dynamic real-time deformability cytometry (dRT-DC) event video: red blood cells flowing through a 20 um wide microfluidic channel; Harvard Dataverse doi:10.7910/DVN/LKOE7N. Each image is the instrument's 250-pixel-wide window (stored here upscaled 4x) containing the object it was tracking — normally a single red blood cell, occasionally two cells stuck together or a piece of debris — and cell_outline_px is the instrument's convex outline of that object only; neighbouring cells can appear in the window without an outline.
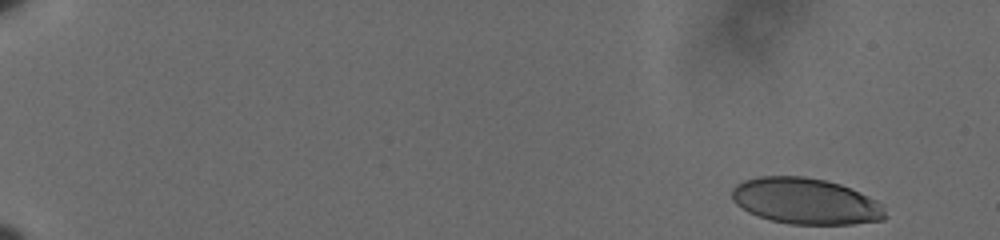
{"species": "human", "species_latin": "Homo sapiens", "temperature_condition": "cold", "stored_images_in_passage": 56, "camera_frame_rate_fps": 3000, "um_per_image_px": 0.085, "donor": {"sex": "male"}, "frame": {"image": 1, "passage_image": 1, "time_ms": 0.0, "image_size_px": [1000, 240], "cell_outline_px": [[888, 216], [884, 220], [852, 224], [788, 224], [756, 216], [748, 212], [736, 204], [732, 200], [732, 188], [736, 184], [744, 180], [760, 176], [804, 176], [824, 180], [840, 184], [860, 192], [876, 200], [880, 204]], "centroid_in_image_um": [68.47, 17.1], "position_along_channel_um": 16.5, "area_um2": 41.33}}
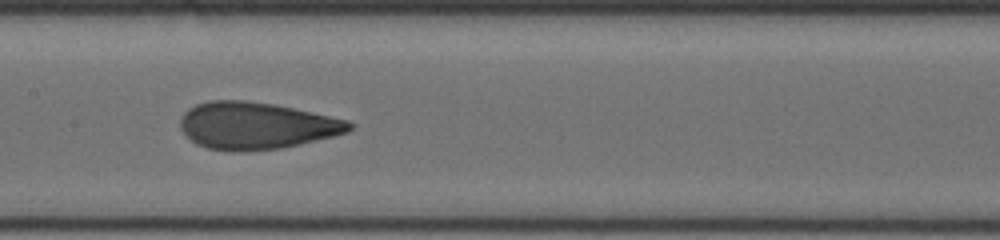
{"frame": {"image": 2, "passage_image": 30, "time_ms": 9.667, "image_size_px": [1000, 240], "cell_outline_px": [[356, 124], [348, 132], [300, 144], [280, 148], [244, 152], [240, 152], [208, 148], [196, 144], [180, 128], [180, 116], [188, 108], [196, 104], [212, 100], [244, 100], [272, 104], [292, 108], [348, 120]], "centroid_in_image_um": [21.76, 10.68], "position_along_channel_um": 185.6, "area_um2": 46.18}}
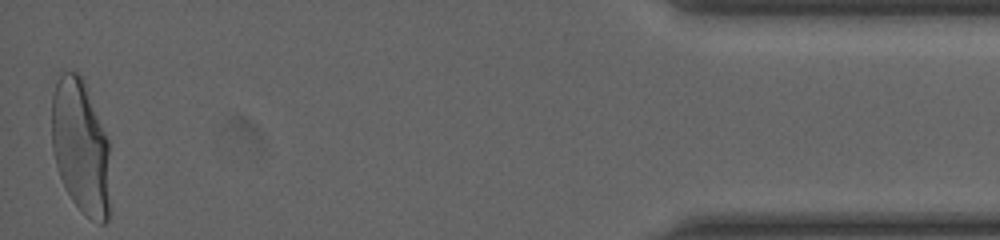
{"frame": {"image": 3, "passage_image": 56, "time_ms": 18.333, "image_size_px": [1000, 240], "cell_outline_px": [[112, 212], [108, 220], [104, 224], [100, 224], [92, 220], [72, 200], [60, 176], [56, 164], [52, 148], [52, 96], [56, 80], [64, 72], [76, 72], [84, 80], [108, 140]], "centroid_in_image_um": [6.9, 12.54], "position_along_channel_um": 428.3, "area_um2": 46.3}, "authors_computed_cell_mechanics": {"area_um2": 45.1996, "velocity_mm_per_s": 3.6078, "shape_relaxation_time_tau1_ms": null, "shape_relaxation_time_tau2_ms": 0.7407, "deformation_change_tau1": null, "deformation_change_tau2": 0.0776}}